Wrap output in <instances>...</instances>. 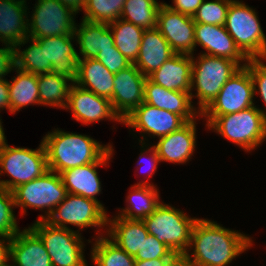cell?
I'll return each mask as SVG.
<instances>
[{
	"label": "cell",
	"mask_w": 266,
	"mask_h": 266,
	"mask_svg": "<svg viewBox=\"0 0 266 266\" xmlns=\"http://www.w3.org/2000/svg\"><path fill=\"white\" fill-rule=\"evenodd\" d=\"M29 227L43 241L52 266H88L79 230L56 227L45 220H36Z\"/></svg>",
	"instance_id": "cell-8"
},
{
	"label": "cell",
	"mask_w": 266,
	"mask_h": 266,
	"mask_svg": "<svg viewBox=\"0 0 266 266\" xmlns=\"http://www.w3.org/2000/svg\"><path fill=\"white\" fill-rule=\"evenodd\" d=\"M109 27L111 28L115 47L131 64H134L139 55L145 29L121 18L110 22Z\"/></svg>",
	"instance_id": "cell-31"
},
{
	"label": "cell",
	"mask_w": 266,
	"mask_h": 266,
	"mask_svg": "<svg viewBox=\"0 0 266 266\" xmlns=\"http://www.w3.org/2000/svg\"><path fill=\"white\" fill-rule=\"evenodd\" d=\"M144 102L158 109L178 114L187 122L197 120L196 118L201 116L199 110L192 105L190 92L168 90L148 78L144 84Z\"/></svg>",
	"instance_id": "cell-21"
},
{
	"label": "cell",
	"mask_w": 266,
	"mask_h": 266,
	"mask_svg": "<svg viewBox=\"0 0 266 266\" xmlns=\"http://www.w3.org/2000/svg\"><path fill=\"white\" fill-rule=\"evenodd\" d=\"M47 171V154L43 141L37 149L12 147L7 142L0 148V176L7 173L11 178L0 179L1 188L12 192L16 187L41 177Z\"/></svg>",
	"instance_id": "cell-5"
},
{
	"label": "cell",
	"mask_w": 266,
	"mask_h": 266,
	"mask_svg": "<svg viewBox=\"0 0 266 266\" xmlns=\"http://www.w3.org/2000/svg\"><path fill=\"white\" fill-rule=\"evenodd\" d=\"M5 47L0 48V79L12 70L15 71V49L14 46L3 44Z\"/></svg>",
	"instance_id": "cell-42"
},
{
	"label": "cell",
	"mask_w": 266,
	"mask_h": 266,
	"mask_svg": "<svg viewBox=\"0 0 266 266\" xmlns=\"http://www.w3.org/2000/svg\"><path fill=\"white\" fill-rule=\"evenodd\" d=\"M135 260H153L158 258H179L164 243H161L155 236L148 234L143 241L141 250L134 257Z\"/></svg>",
	"instance_id": "cell-39"
},
{
	"label": "cell",
	"mask_w": 266,
	"mask_h": 266,
	"mask_svg": "<svg viewBox=\"0 0 266 266\" xmlns=\"http://www.w3.org/2000/svg\"><path fill=\"white\" fill-rule=\"evenodd\" d=\"M254 86L250 71L241 67L222 87L213 101L201 112L202 116H222L255 105Z\"/></svg>",
	"instance_id": "cell-12"
},
{
	"label": "cell",
	"mask_w": 266,
	"mask_h": 266,
	"mask_svg": "<svg viewBox=\"0 0 266 266\" xmlns=\"http://www.w3.org/2000/svg\"><path fill=\"white\" fill-rule=\"evenodd\" d=\"M198 58V59H197ZM192 55L191 98L198 99L201 113L218 95L223 85L241 68L235 61L200 53ZM196 90L195 95L193 90Z\"/></svg>",
	"instance_id": "cell-4"
},
{
	"label": "cell",
	"mask_w": 266,
	"mask_h": 266,
	"mask_svg": "<svg viewBox=\"0 0 266 266\" xmlns=\"http://www.w3.org/2000/svg\"><path fill=\"white\" fill-rule=\"evenodd\" d=\"M15 70L16 77L11 79L12 82L8 81L11 114L31 104L39 105L38 75L17 68Z\"/></svg>",
	"instance_id": "cell-30"
},
{
	"label": "cell",
	"mask_w": 266,
	"mask_h": 266,
	"mask_svg": "<svg viewBox=\"0 0 266 266\" xmlns=\"http://www.w3.org/2000/svg\"><path fill=\"white\" fill-rule=\"evenodd\" d=\"M114 75L97 59H79L75 84L110 100L113 95Z\"/></svg>",
	"instance_id": "cell-28"
},
{
	"label": "cell",
	"mask_w": 266,
	"mask_h": 266,
	"mask_svg": "<svg viewBox=\"0 0 266 266\" xmlns=\"http://www.w3.org/2000/svg\"><path fill=\"white\" fill-rule=\"evenodd\" d=\"M126 0H86L83 20L110 23L120 18Z\"/></svg>",
	"instance_id": "cell-36"
},
{
	"label": "cell",
	"mask_w": 266,
	"mask_h": 266,
	"mask_svg": "<svg viewBox=\"0 0 266 266\" xmlns=\"http://www.w3.org/2000/svg\"><path fill=\"white\" fill-rule=\"evenodd\" d=\"M256 10L233 0L227 11L225 29L248 59L266 58V36Z\"/></svg>",
	"instance_id": "cell-7"
},
{
	"label": "cell",
	"mask_w": 266,
	"mask_h": 266,
	"mask_svg": "<svg viewBox=\"0 0 266 266\" xmlns=\"http://www.w3.org/2000/svg\"><path fill=\"white\" fill-rule=\"evenodd\" d=\"M233 0H203L197 12L193 15L195 23L224 26L228 7Z\"/></svg>",
	"instance_id": "cell-38"
},
{
	"label": "cell",
	"mask_w": 266,
	"mask_h": 266,
	"mask_svg": "<svg viewBox=\"0 0 266 266\" xmlns=\"http://www.w3.org/2000/svg\"><path fill=\"white\" fill-rule=\"evenodd\" d=\"M252 241L244 233L199 218L193 224L189 247L181 257V266H227L250 249Z\"/></svg>",
	"instance_id": "cell-1"
},
{
	"label": "cell",
	"mask_w": 266,
	"mask_h": 266,
	"mask_svg": "<svg viewBox=\"0 0 266 266\" xmlns=\"http://www.w3.org/2000/svg\"><path fill=\"white\" fill-rule=\"evenodd\" d=\"M26 0H0V42L16 46L28 37Z\"/></svg>",
	"instance_id": "cell-24"
},
{
	"label": "cell",
	"mask_w": 266,
	"mask_h": 266,
	"mask_svg": "<svg viewBox=\"0 0 266 266\" xmlns=\"http://www.w3.org/2000/svg\"><path fill=\"white\" fill-rule=\"evenodd\" d=\"M147 78L168 90L190 92L192 55L175 54Z\"/></svg>",
	"instance_id": "cell-23"
},
{
	"label": "cell",
	"mask_w": 266,
	"mask_h": 266,
	"mask_svg": "<svg viewBox=\"0 0 266 266\" xmlns=\"http://www.w3.org/2000/svg\"><path fill=\"white\" fill-rule=\"evenodd\" d=\"M63 5L71 7L77 13L83 9L85 6L86 0H58Z\"/></svg>",
	"instance_id": "cell-48"
},
{
	"label": "cell",
	"mask_w": 266,
	"mask_h": 266,
	"mask_svg": "<svg viewBox=\"0 0 266 266\" xmlns=\"http://www.w3.org/2000/svg\"><path fill=\"white\" fill-rule=\"evenodd\" d=\"M196 121H189L181 128L158 138L153 144L160 161L185 164L194 154L196 147Z\"/></svg>",
	"instance_id": "cell-20"
},
{
	"label": "cell",
	"mask_w": 266,
	"mask_h": 266,
	"mask_svg": "<svg viewBox=\"0 0 266 266\" xmlns=\"http://www.w3.org/2000/svg\"><path fill=\"white\" fill-rule=\"evenodd\" d=\"M91 249V260L96 266H134L135 258L103 234H98Z\"/></svg>",
	"instance_id": "cell-33"
},
{
	"label": "cell",
	"mask_w": 266,
	"mask_h": 266,
	"mask_svg": "<svg viewBox=\"0 0 266 266\" xmlns=\"http://www.w3.org/2000/svg\"><path fill=\"white\" fill-rule=\"evenodd\" d=\"M15 207L13 193L0 187V236L13 238L19 231L16 216L13 213Z\"/></svg>",
	"instance_id": "cell-37"
},
{
	"label": "cell",
	"mask_w": 266,
	"mask_h": 266,
	"mask_svg": "<svg viewBox=\"0 0 266 266\" xmlns=\"http://www.w3.org/2000/svg\"><path fill=\"white\" fill-rule=\"evenodd\" d=\"M71 82V83H69ZM39 105L65 109L72 81L54 73L38 75Z\"/></svg>",
	"instance_id": "cell-32"
},
{
	"label": "cell",
	"mask_w": 266,
	"mask_h": 266,
	"mask_svg": "<svg viewBox=\"0 0 266 266\" xmlns=\"http://www.w3.org/2000/svg\"><path fill=\"white\" fill-rule=\"evenodd\" d=\"M208 129L238 145L245 151L259 147L266 140V110L255 105L222 116H203Z\"/></svg>",
	"instance_id": "cell-3"
},
{
	"label": "cell",
	"mask_w": 266,
	"mask_h": 266,
	"mask_svg": "<svg viewBox=\"0 0 266 266\" xmlns=\"http://www.w3.org/2000/svg\"><path fill=\"white\" fill-rule=\"evenodd\" d=\"M173 5L166 4L172 10L193 16L201 6L203 0H172Z\"/></svg>",
	"instance_id": "cell-44"
},
{
	"label": "cell",
	"mask_w": 266,
	"mask_h": 266,
	"mask_svg": "<svg viewBox=\"0 0 266 266\" xmlns=\"http://www.w3.org/2000/svg\"><path fill=\"white\" fill-rule=\"evenodd\" d=\"M113 148L99 161L64 170L60 173L67 193L80 195L103 204L97 199L101 193V182L98 176V166H106L113 155Z\"/></svg>",
	"instance_id": "cell-19"
},
{
	"label": "cell",
	"mask_w": 266,
	"mask_h": 266,
	"mask_svg": "<svg viewBox=\"0 0 266 266\" xmlns=\"http://www.w3.org/2000/svg\"><path fill=\"white\" fill-rule=\"evenodd\" d=\"M65 109L72 111V118L83 125L100 122L105 118L123 124V121L115 113L108 98L98 96L92 91L79 87L75 83L70 88L68 103Z\"/></svg>",
	"instance_id": "cell-15"
},
{
	"label": "cell",
	"mask_w": 266,
	"mask_h": 266,
	"mask_svg": "<svg viewBox=\"0 0 266 266\" xmlns=\"http://www.w3.org/2000/svg\"><path fill=\"white\" fill-rule=\"evenodd\" d=\"M5 108L10 112L9 88L6 78L0 79V110Z\"/></svg>",
	"instance_id": "cell-47"
},
{
	"label": "cell",
	"mask_w": 266,
	"mask_h": 266,
	"mask_svg": "<svg viewBox=\"0 0 266 266\" xmlns=\"http://www.w3.org/2000/svg\"><path fill=\"white\" fill-rule=\"evenodd\" d=\"M15 207L21 208L25 215L27 208L45 211L37 220H45L51 212L65 199L67 191L61 175L48 170L41 177L16 187L13 191Z\"/></svg>",
	"instance_id": "cell-9"
},
{
	"label": "cell",
	"mask_w": 266,
	"mask_h": 266,
	"mask_svg": "<svg viewBox=\"0 0 266 266\" xmlns=\"http://www.w3.org/2000/svg\"><path fill=\"white\" fill-rule=\"evenodd\" d=\"M105 227L107 237L119 248L129 255L135 257L143 241L148 236V231L143 220H131L121 216H114L113 219L107 218Z\"/></svg>",
	"instance_id": "cell-26"
},
{
	"label": "cell",
	"mask_w": 266,
	"mask_h": 266,
	"mask_svg": "<svg viewBox=\"0 0 266 266\" xmlns=\"http://www.w3.org/2000/svg\"><path fill=\"white\" fill-rule=\"evenodd\" d=\"M197 219L161 201L154 212L143 221L150 235L155 236L181 258L187 252L191 230Z\"/></svg>",
	"instance_id": "cell-6"
},
{
	"label": "cell",
	"mask_w": 266,
	"mask_h": 266,
	"mask_svg": "<svg viewBox=\"0 0 266 266\" xmlns=\"http://www.w3.org/2000/svg\"><path fill=\"white\" fill-rule=\"evenodd\" d=\"M95 59L101 62L111 73L114 74L131 65L130 61L122 55L115 45L112 48L101 50Z\"/></svg>",
	"instance_id": "cell-41"
},
{
	"label": "cell",
	"mask_w": 266,
	"mask_h": 266,
	"mask_svg": "<svg viewBox=\"0 0 266 266\" xmlns=\"http://www.w3.org/2000/svg\"><path fill=\"white\" fill-rule=\"evenodd\" d=\"M146 78L134 64L114 75L113 95L110 101L122 121L144 102Z\"/></svg>",
	"instance_id": "cell-14"
},
{
	"label": "cell",
	"mask_w": 266,
	"mask_h": 266,
	"mask_svg": "<svg viewBox=\"0 0 266 266\" xmlns=\"http://www.w3.org/2000/svg\"><path fill=\"white\" fill-rule=\"evenodd\" d=\"M74 35L79 44V59H95L101 50L112 48L114 39L109 23L90 22L82 19L75 25ZM79 54L83 57H80Z\"/></svg>",
	"instance_id": "cell-27"
},
{
	"label": "cell",
	"mask_w": 266,
	"mask_h": 266,
	"mask_svg": "<svg viewBox=\"0 0 266 266\" xmlns=\"http://www.w3.org/2000/svg\"><path fill=\"white\" fill-rule=\"evenodd\" d=\"M1 120L0 118V148L7 142Z\"/></svg>",
	"instance_id": "cell-49"
},
{
	"label": "cell",
	"mask_w": 266,
	"mask_h": 266,
	"mask_svg": "<svg viewBox=\"0 0 266 266\" xmlns=\"http://www.w3.org/2000/svg\"><path fill=\"white\" fill-rule=\"evenodd\" d=\"M10 238L0 236V266H9Z\"/></svg>",
	"instance_id": "cell-46"
},
{
	"label": "cell",
	"mask_w": 266,
	"mask_h": 266,
	"mask_svg": "<svg viewBox=\"0 0 266 266\" xmlns=\"http://www.w3.org/2000/svg\"><path fill=\"white\" fill-rule=\"evenodd\" d=\"M262 58L249 59L245 65L249 71L253 81L254 95L258 92L266 106V64Z\"/></svg>",
	"instance_id": "cell-40"
},
{
	"label": "cell",
	"mask_w": 266,
	"mask_h": 266,
	"mask_svg": "<svg viewBox=\"0 0 266 266\" xmlns=\"http://www.w3.org/2000/svg\"><path fill=\"white\" fill-rule=\"evenodd\" d=\"M156 28L176 54L193 55L195 50V22L193 16L182 14L161 2Z\"/></svg>",
	"instance_id": "cell-13"
},
{
	"label": "cell",
	"mask_w": 266,
	"mask_h": 266,
	"mask_svg": "<svg viewBox=\"0 0 266 266\" xmlns=\"http://www.w3.org/2000/svg\"><path fill=\"white\" fill-rule=\"evenodd\" d=\"M106 209L95 200L67 193L65 199L45 219L50 225L67 227L68 224L84 228L107 227Z\"/></svg>",
	"instance_id": "cell-10"
},
{
	"label": "cell",
	"mask_w": 266,
	"mask_h": 266,
	"mask_svg": "<svg viewBox=\"0 0 266 266\" xmlns=\"http://www.w3.org/2000/svg\"><path fill=\"white\" fill-rule=\"evenodd\" d=\"M187 121L180 115L158 109L155 106L143 102L128 117L123 120V124L136 129L140 133L158 138L168 135L178 130Z\"/></svg>",
	"instance_id": "cell-16"
},
{
	"label": "cell",
	"mask_w": 266,
	"mask_h": 266,
	"mask_svg": "<svg viewBox=\"0 0 266 266\" xmlns=\"http://www.w3.org/2000/svg\"><path fill=\"white\" fill-rule=\"evenodd\" d=\"M9 261V266H52L43 241L30 227L11 238Z\"/></svg>",
	"instance_id": "cell-22"
},
{
	"label": "cell",
	"mask_w": 266,
	"mask_h": 266,
	"mask_svg": "<svg viewBox=\"0 0 266 266\" xmlns=\"http://www.w3.org/2000/svg\"><path fill=\"white\" fill-rule=\"evenodd\" d=\"M34 13L28 19V37L41 39L74 34L77 14L71 7L58 0H37Z\"/></svg>",
	"instance_id": "cell-11"
},
{
	"label": "cell",
	"mask_w": 266,
	"mask_h": 266,
	"mask_svg": "<svg viewBox=\"0 0 266 266\" xmlns=\"http://www.w3.org/2000/svg\"><path fill=\"white\" fill-rule=\"evenodd\" d=\"M161 3L157 0H126L120 18L144 29L157 26Z\"/></svg>",
	"instance_id": "cell-35"
},
{
	"label": "cell",
	"mask_w": 266,
	"mask_h": 266,
	"mask_svg": "<svg viewBox=\"0 0 266 266\" xmlns=\"http://www.w3.org/2000/svg\"><path fill=\"white\" fill-rule=\"evenodd\" d=\"M142 135V139H140L139 140V143H141V148L143 149V151H142V149H141V153H140V156H139V161H137L138 163V165L139 166H141L142 165V159H144V156L145 155H148V154H146V153H149L150 152V156H149V159H150V167H149V171L147 172L148 174H146L147 176H146V179L147 178H150V177H152V175L153 174H155L154 172L156 171V169H157V165H158V163H160L161 161H160V158H159V156H158V153H157V151H156V149L154 148V146L152 145L150 148L149 147H147L146 146V143L144 142L145 140H144V134L142 133L141 134ZM143 141V142H142ZM144 145V146H143ZM145 147V148H144ZM147 148V149H146ZM148 151V152H147ZM141 168V167H140ZM146 173V172H145Z\"/></svg>",
	"instance_id": "cell-43"
},
{
	"label": "cell",
	"mask_w": 266,
	"mask_h": 266,
	"mask_svg": "<svg viewBox=\"0 0 266 266\" xmlns=\"http://www.w3.org/2000/svg\"><path fill=\"white\" fill-rule=\"evenodd\" d=\"M47 154L48 170L61 173L101 160L112 148L111 144L102 145L84 134L53 130L43 139Z\"/></svg>",
	"instance_id": "cell-2"
},
{
	"label": "cell",
	"mask_w": 266,
	"mask_h": 266,
	"mask_svg": "<svg viewBox=\"0 0 266 266\" xmlns=\"http://www.w3.org/2000/svg\"><path fill=\"white\" fill-rule=\"evenodd\" d=\"M175 54L156 27L145 29L142 35L139 55L134 65L147 77Z\"/></svg>",
	"instance_id": "cell-25"
},
{
	"label": "cell",
	"mask_w": 266,
	"mask_h": 266,
	"mask_svg": "<svg viewBox=\"0 0 266 266\" xmlns=\"http://www.w3.org/2000/svg\"><path fill=\"white\" fill-rule=\"evenodd\" d=\"M28 42L31 45L21 51V46L27 44ZM14 49L15 68L35 75L46 73L45 48L40 44L37 39L26 37L21 42H19L14 47Z\"/></svg>",
	"instance_id": "cell-34"
},
{
	"label": "cell",
	"mask_w": 266,
	"mask_h": 266,
	"mask_svg": "<svg viewBox=\"0 0 266 266\" xmlns=\"http://www.w3.org/2000/svg\"><path fill=\"white\" fill-rule=\"evenodd\" d=\"M141 181L131 186L126 198V208L120 209L117 216L131 220H144L151 215L155 208L161 203L159 191L152 183Z\"/></svg>",
	"instance_id": "cell-29"
},
{
	"label": "cell",
	"mask_w": 266,
	"mask_h": 266,
	"mask_svg": "<svg viewBox=\"0 0 266 266\" xmlns=\"http://www.w3.org/2000/svg\"><path fill=\"white\" fill-rule=\"evenodd\" d=\"M74 39V34L37 39L45 48L46 73L64 76L75 83L79 58L72 43Z\"/></svg>",
	"instance_id": "cell-17"
},
{
	"label": "cell",
	"mask_w": 266,
	"mask_h": 266,
	"mask_svg": "<svg viewBox=\"0 0 266 266\" xmlns=\"http://www.w3.org/2000/svg\"><path fill=\"white\" fill-rule=\"evenodd\" d=\"M134 266H181V258H158L153 260H135Z\"/></svg>",
	"instance_id": "cell-45"
},
{
	"label": "cell",
	"mask_w": 266,
	"mask_h": 266,
	"mask_svg": "<svg viewBox=\"0 0 266 266\" xmlns=\"http://www.w3.org/2000/svg\"><path fill=\"white\" fill-rule=\"evenodd\" d=\"M197 45L206 50L202 54L230 59L240 67L245 66L249 60L224 26L195 23V48Z\"/></svg>",
	"instance_id": "cell-18"
}]
</instances>
